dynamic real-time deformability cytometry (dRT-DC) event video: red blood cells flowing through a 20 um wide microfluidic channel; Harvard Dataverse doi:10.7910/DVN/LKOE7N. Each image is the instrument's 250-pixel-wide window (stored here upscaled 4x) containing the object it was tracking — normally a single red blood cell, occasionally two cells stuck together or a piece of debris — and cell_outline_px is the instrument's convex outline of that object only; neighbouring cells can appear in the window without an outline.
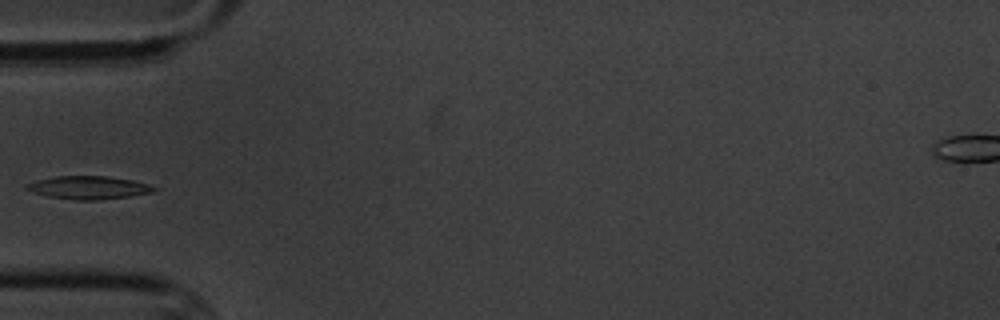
{"species": "common noctule bat (a hibernating species)", "species_latin": "Nyctalus noctula", "temperature_condition": "cold", "stored_images_in_passage": 5, "camera_frame_rate_fps": 3000, "um_per_image_px": 0.085, "animal": {"sex": "male", "body_mass_g": 20.1, "forearm_length_mm": 53.5}, "frame": {"image": 1, "passage_image": 5, "time_ms": 4.333, "image_size_px": [1000, 320], "cell_outline_px": [[160, 188], [152, 192], [128, 196], [96, 200], [76, 200], [48, 196], [32, 192], [24, 188], [24, 184], [36, 180], [56, 176], [108, 176], [132, 180], [148, 184]], "centroid_in_image_um": [7.5, 15.93], "position_along_channel_um": 77.5, "area_um2": 17.11}}